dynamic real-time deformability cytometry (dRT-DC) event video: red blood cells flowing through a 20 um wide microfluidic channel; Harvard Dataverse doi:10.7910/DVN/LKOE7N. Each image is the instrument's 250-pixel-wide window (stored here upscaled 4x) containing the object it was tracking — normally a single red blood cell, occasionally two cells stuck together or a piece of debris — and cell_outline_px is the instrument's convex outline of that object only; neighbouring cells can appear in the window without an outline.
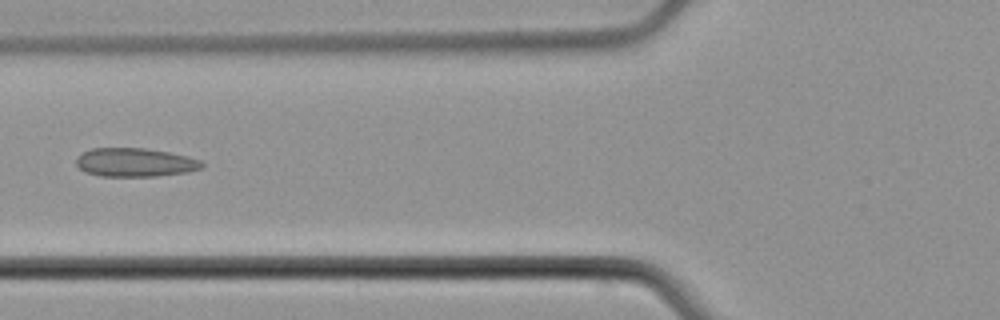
{"species": "common noctule bat (a hibernating species)", "species_latin": "Nyctalus noctula", "temperature_condition": "cold", "stored_images_in_passage": 6, "camera_frame_rate_fps": 3000, "um_per_image_px": 0.085, "animal": {"sex": "male", "body_mass_g": 21.5, "forearm_length_mm": 52.0}, "frame": {"image": 1, "passage_image": 6, "time_ms": 6.0, "image_size_px": [1000, 320], "cell_outline_px": [[204, 168], [188, 172], [156, 176], [100, 176], [84, 172], [76, 164], [76, 160], [84, 152], [92, 148], [144, 148], [168, 152], [188, 156], [200, 160], [204, 164]], "centroid_in_image_um": [11.51, 13.81], "position_along_channel_um": 114.3, "area_um2": 20.98}}